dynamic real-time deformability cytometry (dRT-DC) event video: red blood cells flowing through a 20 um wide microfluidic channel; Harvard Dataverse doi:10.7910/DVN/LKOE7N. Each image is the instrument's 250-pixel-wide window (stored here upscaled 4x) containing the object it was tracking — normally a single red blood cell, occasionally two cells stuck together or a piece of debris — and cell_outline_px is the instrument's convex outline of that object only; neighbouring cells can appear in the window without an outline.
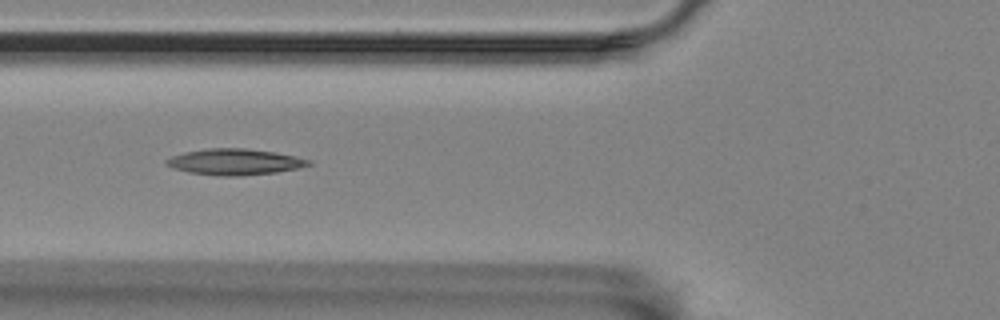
{"species": "Egyptian fruit bat (a non-hibernating species)", "species_latin": "Rousettus aegyptiacus", "temperature_condition": "room temperature", "stored_images_in_passage": 9, "camera_frame_rate_fps": 3000, "um_per_image_px": 0.085, "animal": {"sex": "female"}, "frame": {"image": 1, "passage_image": 6, "time_ms": 5.667, "image_size_px": [1000, 320], "cell_outline_px": [[312, 164], [296, 168], [276, 172], [236, 176], [228, 176], [188, 172], [164, 164], [164, 160], [172, 156], [184, 152], [208, 148], [244, 148], [272, 152], [312, 160]], "centroid_in_image_um": [19.92, 13.75], "position_along_channel_um": 105.9, "area_um2": 21.21}}
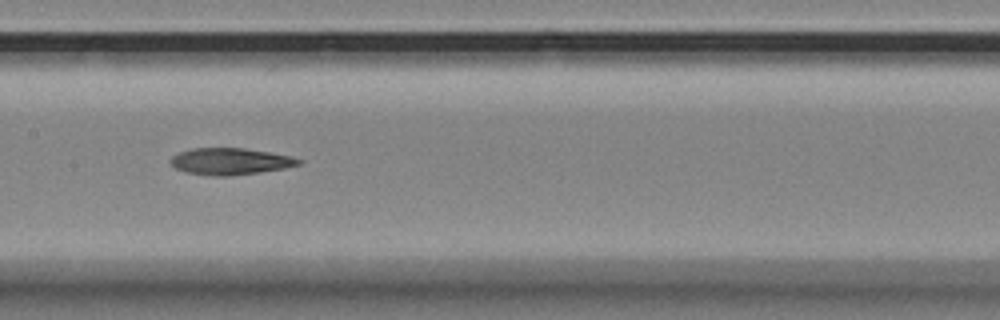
{"frame": {"image": 2, "passage_image": 8, "time_ms": 8.0, "image_size_px": [1000, 320], "cell_outline_px": [[304, 160], [300, 164], [284, 168], [260, 172], [228, 176], [216, 176], [184, 172], [176, 168], [168, 160], [172, 156], [180, 152], [192, 148], [244, 148], [292, 156]], "centroid_in_image_um": [19.57, 13.71], "position_along_channel_um": 187.8, "area_um2": 19.88}}
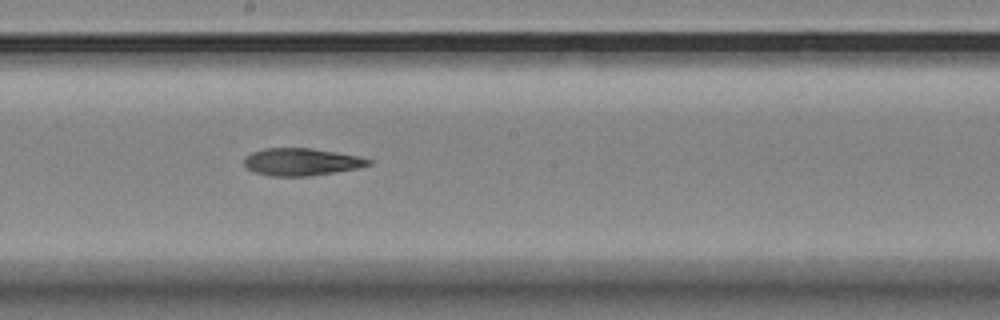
{"frame": {"image": 3, "passage_image": 9, "time_ms": 9.0, "image_size_px": [1000, 320], "cell_outline_px": [[372, 164], [356, 168], [308, 176], [272, 176], [252, 172], [244, 164], [244, 160], [252, 152], [264, 148], [312, 148], [356, 156], [372, 160]], "centroid_in_image_um": [25.58, 13.76], "position_along_channel_um": 222.6, "area_um2": 19.54}}